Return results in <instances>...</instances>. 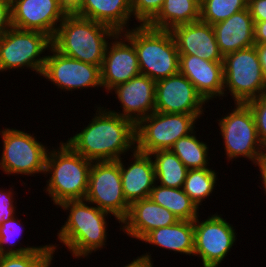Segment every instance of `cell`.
Wrapping results in <instances>:
<instances>
[{
  "instance_id": "43",
  "label": "cell",
  "mask_w": 266,
  "mask_h": 267,
  "mask_svg": "<svg viewBox=\"0 0 266 267\" xmlns=\"http://www.w3.org/2000/svg\"><path fill=\"white\" fill-rule=\"evenodd\" d=\"M3 253H2V251H1V249H0V259L3 257Z\"/></svg>"
},
{
  "instance_id": "41",
  "label": "cell",
  "mask_w": 266,
  "mask_h": 267,
  "mask_svg": "<svg viewBox=\"0 0 266 267\" xmlns=\"http://www.w3.org/2000/svg\"><path fill=\"white\" fill-rule=\"evenodd\" d=\"M259 171H260V178L261 182L263 184L262 188L264 187L263 191L266 194V148L263 150V152L260 155L258 164H257Z\"/></svg>"
},
{
  "instance_id": "5",
  "label": "cell",
  "mask_w": 266,
  "mask_h": 267,
  "mask_svg": "<svg viewBox=\"0 0 266 267\" xmlns=\"http://www.w3.org/2000/svg\"><path fill=\"white\" fill-rule=\"evenodd\" d=\"M122 32L134 45L140 73L158 81L179 73L180 55L169 30L136 25Z\"/></svg>"
},
{
  "instance_id": "32",
  "label": "cell",
  "mask_w": 266,
  "mask_h": 267,
  "mask_svg": "<svg viewBox=\"0 0 266 267\" xmlns=\"http://www.w3.org/2000/svg\"><path fill=\"white\" fill-rule=\"evenodd\" d=\"M53 251H31L23 254H4L0 267H50Z\"/></svg>"
},
{
  "instance_id": "9",
  "label": "cell",
  "mask_w": 266,
  "mask_h": 267,
  "mask_svg": "<svg viewBox=\"0 0 266 267\" xmlns=\"http://www.w3.org/2000/svg\"><path fill=\"white\" fill-rule=\"evenodd\" d=\"M226 159L248 158L257 166L264 148L260 143L255 118L247 104L235 103L234 109L218 120Z\"/></svg>"
},
{
  "instance_id": "33",
  "label": "cell",
  "mask_w": 266,
  "mask_h": 267,
  "mask_svg": "<svg viewBox=\"0 0 266 267\" xmlns=\"http://www.w3.org/2000/svg\"><path fill=\"white\" fill-rule=\"evenodd\" d=\"M165 0H130L133 17L140 25H148L160 12Z\"/></svg>"
},
{
  "instance_id": "29",
  "label": "cell",
  "mask_w": 266,
  "mask_h": 267,
  "mask_svg": "<svg viewBox=\"0 0 266 267\" xmlns=\"http://www.w3.org/2000/svg\"><path fill=\"white\" fill-rule=\"evenodd\" d=\"M217 179V173L211 168L188 169L182 189L200 208L204 199L213 192Z\"/></svg>"
},
{
  "instance_id": "39",
  "label": "cell",
  "mask_w": 266,
  "mask_h": 267,
  "mask_svg": "<svg viewBox=\"0 0 266 267\" xmlns=\"http://www.w3.org/2000/svg\"><path fill=\"white\" fill-rule=\"evenodd\" d=\"M254 42L255 44L266 43V21L255 22Z\"/></svg>"
},
{
  "instance_id": "10",
  "label": "cell",
  "mask_w": 266,
  "mask_h": 267,
  "mask_svg": "<svg viewBox=\"0 0 266 267\" xmlns=\"http://www.w3.org/2000/svg\"><path fill=\"white\" fill-rule=\"evenodd\" d=\"M3 151L0 168L7 175L22 174L33 176L45 174L48 147L37 140L33 134L14 128L0 131Z\"/></svg>"
},
{
  "instance_id": "40",
  "label": "cell",
  "mask_w": 266,
  "mask_h": 267,
  "mask_svg": "<svg viewBox=\"0 0 266 267\" xmlns=\"http://www.w3.org/2000/svg\"><path fill=\"white\" fill-rule=\"evenodd\" d=\"M84 0H60L62 8L67 14H75L83 5Z\"/></svg>"
},
{
  "instance_id": "4",
  "label": "cell",
  "mask_w": 266,
  "mask_h": 267,
  "mask_svg": "<svg viewBox=\"0 0 266 267\" xmlns=\"http://www.w3.org/2000/svg\"><path fill=\"white\" fill-rule=\"evenodd\" d=\"M92 161L75 152L66 142L48 151L45 175H49L46 188L57 207L67 200H84L88 191Z\"/></svg>"
},
{
  "instance_id": "21",
  "label": "cell",
  "mask_w": 266,
  "mask_h": 267,
  "mask_svg": "<svg viewBox=\"0 0 266 267\" xmlns=\"http://www.w3.org/2000/svg\"><path fill=\"white\" fill-rule=\"evenodd\" d=\"M132 162L125 167L120 159V173L123 194L131 205L133 202L149 198L150 192L156 184L155 166L150 154L138 150L132 152Z\"/></svg>"
},
{
  "instance_id": "26",
  "label": "cell",
  "mask_w": 266,
  "mask_h": 267,
  "mask_svg": "<svg viewBox=\"0 0 266 267\" xmlns=\"http://www.w3.org/2000/svg\"><path fill=\"white\" fill-rule=\"evenodd\" d=\"M149 198L168 209L179 220L194 221L199 216V208L182 188H169L156 183Z\"/></svg>"
},
{
  "instance_id": "31",
  "label": "cell",
  "mask_w": 266,
  "mask_h": 267,
  "mask_svg": "<svg viewBox=\"0 0 266 267\" xmlns=\"http://www.w3.org/2000/svg\"><path fill=\"white\" fill-rule=\"evenodd\" d=\"M248 0H200V20L214 25L246 9Z\"/></svg>"
},
{
  "instance_id": "14",
  "label": "cell",
  "mask_w": 266,
  "mask_h": 267,
  "mask_svg": "<svg viewBox=\"0 0 266 267\" xmlns=\"http://www.w3.org/2000/svg\"><path fill=\"white\" fill-rule=\"evenodd\" d=\"M207 103L192 82L180 72L156 81L155 111L162 113L203 115Z\"/></svg>"
},
{
  "instance_id": "35",
  "label": "cell",
  "mask_w": 266,
  "mask_h": 267,
  "mask_svg": "<svg viewBox=\"0 0 266 267\" xmlns=\"http://www.w3.org/2000/svg\"><path fill=\"white\" fill-rule=\"evenodd\" d=\"M12 191V187L8 191L0 188V225L16 216V207L13 203L15 192Z\"/></svg>"
},
{
  "instance_id": "34",
  "label": "cell",
  "mask_w": 266,
  "mask_h": 267,
  "mask_svg": "<svg viewBox=\"0 0 266 267\" xmlns=\"http://www.w3.org/2000/svg\"><path fill=\"white\" fill-rule=\"evenodd\" d=\"M255 118L258 137L263 148H266V94L246 103Z\"/></svg>"
},
{
  "instance_id": "20",
  "label": "cell",
  "mask_w": 266,
  "mask_h": 267,
  "mask_svg": "<svg viewBox=\"0 0 266 267\" xmlns=\"http://www.w3.org/2000/svg\"><path fill=\"white\" fill-rule=\"evenodd\" d=\"M178 221L179 219L168 209L146 198L130 205L128 215L121 222L120 229L127 236L140 241L148 232L173 225Z\"/></svg>"
},
{
  "instance_id": "25",
  "label": "cell",
  "mask_w": 266,
  "mask_h": 267,
  "mask_svg": "<svg viewBox=\"0 0 266 267\" xmlns=\"http://www.w3.org/2000/svg\"><path fill=\"white\" fill-rule=\"evenodd\" d=\"M200 20V0H165L162 9L148 24L155 29L169 30Z\"/></svg>"
},
{
  "instance_id": "7",
  "label": "cell",
  "mask_w": 266,
  "mask_h": 267,
  "mask_svg": "<svg viewBox=\"0 0 266 267\" xmlns=\"http://www.w3.org/2000/svg\"><path fill=\"white\" fill-rule=\"evenodd\" d=\"M51 46L52 38L46 33L12 27L0 39V72L28 68L41 76L47 57L42 53Z\"/></svg>"
},
{
  "instance_id": "36",
  "label": "cell",
  "mask_w": 266,
  "mask_h": 267,
  "mask_svg": "<svg viewBox=\"0 0 266 267\" xmlns=\"http://www.w3.org/2000/svg\"><path fill=\"white\" fill-rule=\"evenodd\" d=\"M11 28V0H0V39Z\"/></svg>"
},
{
  "instance_id": "11",
  "label": "cell",
  "mask_w": 266,
  "mask_h": 267,
  "mask_svg": "<svg viewBox=\"0 0 266 267\" xmlns=\"http://www.w3.org/2000/svg\"><path fill=\"white\" fill-rule=\"evenodd\" d=\"M85 200L113 215L119 224L127 217L130 204L123 194L120 159L92 163Z\"/></svg>"
},
{
  "instance_id": "42",
  "label": "cell",
  "mask_w": 266,
  "mask_h": 267,
  "mask_svg": "<svg viewBox=\"0 0 266 267\" xmlns=\"http://www.w3.org/2000/svg\"><path fill=\"white\" fill-rule=\"evenodd\" d=\"M254 46L258 53L259 61H260L261 68H262L265 82H266V43L255 44Z\"/></svg>"
},
{
  "instance_id": "37",
  "label": "cell",
  "mask_w": 266,
  "mask_h": 267,
  "mask_svg": "<svg viewBox=\"0 0 266 267\" xmlns=\"http://www.w3.org/2000/svg\"><path fill=\"white\" fill-rule=\"evenodd\" d=\"M247 7L254 23L266 21V0H248Z\"/></svg>"
},
{
  "instance_id": "17",
  "label": "cell",
  "mask_w": 266,
  "mask_h": 267,
  "mask_svg": "<svg viewBox=\"0 0 266 267\" xmlns=\"http://www.w3.org/2000/svg\"><path fill=\"white\" fill-rule=\"evenodd\" d=\"M120 101L122 113L109 110L135 125L143 118L155 112L156 81L148 76L138 75L112 89Z\"/></svg>"
},
{
  "instance_id": "18",
  "label": "cell",
  "mask_w": 266,
  "mask_h": 267,
  "mask_svg": "<svg viewBox=\"0 0 266 267\" xmlns=\"http://www.w3.org/2000/svg\"><path fill=\"white\" fill-rule=\"evenodd\" d=\"M179 55H195L212 62H223L212 25L201 20L171 30Z\"/></svg>"
},
{
  "instance_id": "2",
  "label": "cell",
  "mask_w": 266,
  "mask_h": 267,
  "mask_svg": "<svg viewBox=\"0 0 266 267\" xmlns=\"http://www.w3.org/2000/svg\"><path fill=\"white\" fill-rule=\"evenodd\" d=\"M89 204L84 199L67 200L59 205L64 211L68 210L69 215L57 233V239L75 259L89 257L91 253L103 249L107 242L106 217L110 213Z\"/></svg>"
},
{
  "instance_id": "13",
  "label": "cell",
  "mask_w": 266,
  "mask_h": 267,
  "mask_svg": "<svg viewBox=\"0 0 266 267\" xmlns=\"http://www.w3.org/2000/svg\"><path fill=\"white\" fill-rule=\"evenodd\" d=\"M41 76L64 91L102 87L101 66L85 63L49 49ZM51 54V55H50Z\"/></svg>"
},
{
  "instance_id": "28",
  "label": "cell",
  "mask_w": 266,
  "mask_h": 267,
  "mask_svg": "<svg viewBox=\"0 0 266 267\" xmlns=\"http://www.w3.org/2000/svg\"><path fill=\"white\" fill-rule=\"evenodd\" d=\"M194 130L189 135L179 138L170 149L187 169L209 168L207 143L200 141Z\"/></svg>"
},
{
  "instance_id": "15",
  "label": "cell",
  "mask_w": 266,
  "mask_h": 267,
  "mask_svg": "<svg viewBox=\"0 0 266 267\" xmlns=\"http://www.w3.org/2000/svg\"><path fill=\"white\" fill-rule=\"evenodd\" d=\"M111 41L106 47L101 66L102 88L108 93L141 74L133 43L122 32H117Z\"/></svg>"
},
{
  "instance_id": "27",
  "label": "cell",
  "mask_w": 266,
  "mask_h": 267,
  "mask_svg": "<svg viewBox=\"0 0 266 267\" xmlns=\"http://www.w3.org/2000/svg\"><path fill=\"white\" fill-rule=\"evenodd\" d=\"M154 159L156 183L169 188H183L188 169L171 150L150 153Z\"/></svg>"
},
{
  "instance_id": "19",
  "label": "cell",
  "mask_w": 266,
  "mask_h": 267,
  "mask_svg": "<svg viewBox=\"0 0 266 267\" xmlns=\"http://www.w3.org/2000/svg\"><path fill=\"white\" fill-rule=\"evenodd\" d=\"M179 72L192 82L206 102L223 97V62H212L195 55H180Z\"/></svg>"
},
{
  "instance_id": "16",
  "label": "cell",
  "mask_w": 266,
  "mask_h": 267,
  "mask_svg": "<svg viewBox=\"0 0 266 267\" xmlns=\"http://www.w3.org/2000/svg\"><path fill=\"white\" fill-rule=\"evenodd\" d=\"M66 15L60 0H11L12 27L18 29L40 31L53 38Z\"/></svg>"
},
{
  "instance_id": "24",
  "label": "cell",
  "mask_w": 266,
  "mask_h": 267,
  "mask_svg": "<svg viewBox=\"0 0 266 267\" xmlns=\"http://www.w3.org/2000/svg\"><path fill=\"white\" fill-rule=\"evenodd\" d=\"M141 241L146 244L192 255L194 253V224L193 221L179 220L173 225L160 227L148 232Z\"/></svg>"
},
{
  "instance_id": "8",
  "label": "cell",
  "mask_w": 266,
  "mask_h": 267,
  "mask_svg": "<svg viewBox=\"0 0 266 267\" xmlns=\"http://www.w3.org/2000/svg\"><path fill=\"white\" fill-rule=\"evenodd\" d=\"M193 114L153 112L135 125L136 150L150 154L170 150L174 143L194 131Z\"/></svg>"
},
{
  "instance_id": "12",
  "label": "cell",
  "mask_w": 266,
  "mask_h": 267,
  "mask_svg": "<svg viewBox=\"0 0 266 267\" xmlns=\"http://www.w3.org/2000/svg\"><path fill=\"white\" fill-rule=\"evenodd\" d=\"M194 224V253L201 258L203 267H218L237 240L234 227L218 213Z\"/></svg>"
},
{
  "instance_id": "22",
  "label": "cell",
  "mask_w": 266,
  "mask_h": 267,
  "mask_svg": "<svg viewBox=\"0 0 266 267\" xmlns=\"http://www.w3.org/2000/svg\"><path fill=\"white\" fill-rule=\"evenodd\" d=\"M216 42L223 57L229 53L255 45V23L248 7L226 20L212 25Z\"/></svg>"
},
{
  "instance_id": "23",
  "label": "cell",
  "mask_w": 266,
  "mask_h": 267,
  "mask_svg": "<svg viewBox=\"0 0 266 267\" xmlns=\"http://www.w3.org/2000/svg\"><path fill=\"white\" fill-rule=\"evenodd\" d=\"M75 14L107 25L116 32L129 30L133 15L130 0H84Z\"/></svg>"
},
{
  "instance_id": "1",
  "label": "cell",
  "mask_w": 266,
  "mask_h": 267,
  "mask_svg": "<svg viewBox=\"0 0 266 267\" xmlns=\"http://www.w3.org/2000/svg\"><path fill=\"white\" fill-rule=\"evenodd\" d=\"M95 114L81 132L66 141L75 152L92 162H102L117 161L136 149L135 124L131 120L101 105Z\"/></svg>"
},
{
  "instance_id": "3",
  "label": "cell",
  "mask_w": 266,
  "mask_h": 267,
  "mask_svg": "<svg viewBox=\"0 0 266 267\" xmlns=\"http://www.w3.org/2000/svg\"><path fill=\"white\" fill-rule=\"evenodd\" d=\"M117 32L102 23L76 14H67L52 38V46L60 53L95 66H102L107 39Z\"/></svg>"
},
{
  "instance_id": "6",
  "label": "cell",
  "mask_w": 266,
  "mask_h": 267,
  "mask_svg": "<svg viewBox=\"0 0 266 267\" xmlns=\"http://www.w3.org/2000/svg\"><path fill=\"white\" fill-rule=\"evenodd\" d=\"M223 96L230 93L234 103H243L266 94V82L255 46L223 57Z\"/></svg>"
},
{
  "instance_id": "30",
  "label": "cell",
  "mask_w": 266,
  "mask_h": 267,
  "mask_svg": "<svg viewBox=\"0 0 266 267\" xmlns=\"http://www.w3.org/2000/svg\"><path fill=\"white\" fill-rule=\"evenodd\" d=\"M15 216L0 225V249L3 254H23L31 251H53L57 250L56 244L42 245V246H27L15 248L16 244L23 232L19 218ZM19 220V221H18ZM19 237V238H18ZM17 241V242H16ZM8 244V245H7ZM15 248V249H14Z\"/></svg>"
},
{
  "instance_id": "38",
  "label": "cell",
  "mask_w": 266,
  "mask_h": 267,
  "mask_svg": "<svg viewBox=\"0 0 266 267\" xmlns=\"http://www.w3.org/2000/svg\"><path fill=\"white\" fill-rule=\"evenodd\" d=\"M124 267H153L151 254L146 252V254L138 256L136 259L134 258L131 263H128Z\"/></svg>"
}]
</instances>
